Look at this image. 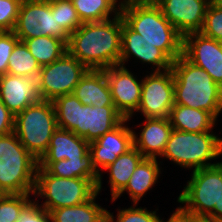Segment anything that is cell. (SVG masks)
I'll return each mask as SVG.
<instances>
[{
	"label": "cell",
	"instance_id": "cell-14",
	"mask_svg": "<svg viewBox=\"0 0 222 222\" xmlns=\"http://www.w3.org/2000/svg\"><path fill=\"white\" fill-rule=\"evenodd\" d=\"M182 55L204 69L222 88V42L193 32L183 36Z\"/></svg>",
	"mask_w": 222,
	"mask_h": 222
},
{
	"label": "cell",
	"instance_id": "cell-16",
	"mask_svg": "<svg viewBox=\"0 0 222 222\" xmlns=\"http://www.w3.org/2000/svg\"><path fill=\"white\" fill-rule=\"evenodd\" d=\"M211 0H163L158 4L165 18L182 35L200 32Z\"/></svg>",
	"mask_w": 222,
	"mask_h": 222
},
{
	"label": "cell",
	"instance_id": "cell-33",
	"mask_svg": "<svg viewBox=\"0 0 222 222\" xmlns=\"http://www.w3.org/2000/svg\"><path fill=\"white\" fill-rule=\"evenodd\" d=\"M200 33L222 42V9L209 4Z\"/></svg>",
	"mask_w": 222,
	"mask_h": 222
},
{
	"label": "cell",
	"instance_id": "cell-39",
	"mask_svg": "<svg viewBox=\"0 0 222 222\" xmlns=\"http://www.w3.org/2000/svg\"><path fill=\"white\" fill-rule=\"evenodd\" d=\"M166 222H188V218H183L175 211Z\"/></svg>",
	"mask_w": 222,
	"mask_h": 222
},
{
	"label": "cell",
	"instance_id": "cell-23",
	"mask_svg": "<svg viewBox=\"0 0 222 222\" xmlns=\"http://www.w3.org/2000/svg\"><path fill=\"white\" fill-rule=\"evenodd\" d=\"M157 159L144 158L136 167L131 175L125 189L112 202L119 198L125 191L129 193L134 204H138L144 194L152 189L154 184L158 182L161 173Z\"/></svg>",
	"mask_w": 222,
	"mask_h": 222
},
{
	"label": "cell",
	"instance_id": "cell-34",
	"mask_svg": "<svg viewBox=\"0 0 222 222\" xmlns=\"http://www.w3.org/2000/svg\"><path fill=\"white\" fill-rule=\"evenodd\" d=\"M22 0H0V31H13Z\"/></svg>",
	"mask_w": 222,
	"mask_h": 222
},
{
	"label": "cell",
	"instance_id": "cell-12",
	"mask_svg": "<svg viewBox=\"0 0 222 222\" xmlns=\"http://www.w3.org/2000/svg\"><path fill=\"white\" fill-rule=\"evenodd\" d=\"M174 104L172 69L154 71L142 79L141 101L136 112L145 118H168Z\"/></svg>",
	"mask_w": 222,
	"mask_h": 222
},
{
	"label": "cell",
	"instance_id": "cell-41",
	"mask_svg": "<svg viewBox=\"0 0 222 222\" xmlns=\"http://www.w3.org/2000/svg\"><path fill=\"white\" fill-rule=\"evenodd\" d=\"M115 2L117 3L118 0H115ZM140 2V0H121V2H119V6L122 7L123 5L129 4V3H137Z\"/></svg>",
	"mask_w": 222,
	"mask_h": 222
},
{
	"label": "cell",
	"instance_id": "cell-11",
	"mask_svg": "<svg viewBox=\"0 0 222 222\" xmlns=\"http://www.w3.org/2000/svg\"><path fill=\"white\" fill-rule=\"evenodd\" d=\"M88 70L68 52L53 63L42 66L38 76L41 100L53 101L58 96L73 93Z\"/></svg>",
	"mask_w": 222,
	"mask_h": 222
},
{
	"label": "cell",
	"instance_id": "cell-26",
	"mask_svg": "<svg viewBox=\"0 0 222 222\" xmlns=\"http://www.w3.org/2000/svg\"><path fill=\"white\" fill-rule=\"evenodd\" d=\"M97 195L85 203L51 210L52 222H102L108 210L95 203Z\"/></svg>",
	"mask_w": 222,
	"mask_h": 222
},
{
	"label": "cell",
	"instance_id": "cell-25",
	"mask_svg": "<svg viewBox=\"0 0 222 222\" xmlns=\"http://www.w3.org/2000/svg\"><path fill=\"white\" fill-rule=\"evenodd\" d=\"M144 159L142 153L135 147L108 165L104 170L109 171V183L111 186V196L114 200L127 186L131 175L138 164Z\"/></svg>",
	"mask_w": 222,
	"mask_h": 222
},
{
	"label": "cell",
	"instance_id": "cell-24",
	"mask_svg": "<svg viewBox=\"0 0 222 222\" xmlns=\"http://www.w3.org/2000/svg\"><path fill=\"white\" fill-rule=\"evenodd\" d=\"M37 168L45 169L55 177L93 179L96 183L100 174L96 171L92 156L88 153L83 159H63L56 162H38Z\"/></svg>",
	"mask_w": 222,
	"mask_h": 222
},
{
	"label": "cell",
	"instance_id": "cell-10",
	"mask_svg": "<svg viewBox=\"0 0 222 222\" xmlns=\"http://www.w3.org/2000/svg\"><path fill=\"white\" fill-rule=\"evenodd\" d=\"M13 32L20 41L41 36L69 40L57 24L56 0H22Z\"/></svg>",
	"mask_w": 222,
	"mask_h": 222
},
{
	"label": "cell",
	"instance_id": "cell-38",
	"mask_svg": "<svg viewBox=\"0 0 222 222\" xmlns=\"http://www.w3.org/2000/svg\"><path fill=\"white\" fill-rule=\"evenodd\" d=\"M207 222H222V195L218 205H215L213 211L204 219Z\"/></svg>",
	"mask_w": 222,
	"mask_h": 222
},
{
	"label": "cell",
	"instance_id": "cell-44",
	"mask_svg": "<svg viewBox=\"0 0 222 222\" xmlns=\"http://www.w3.org/2000/svg\"><path fill=\"white\" fill-rule=\"evenodd\" d=\"M102 222H109L108 218L106 217Z\"/></svg>",
	"mask_w": 222,
	"mask_h": 222
},
{
	"label": "cell",
	"instance_id": "cell-42",
	"mask_svg": "<svg viewBox=\"0 0 222 222\" xmlns=\"http://www.w3.org/2000/svg\"><path fill=\"white\" fill-rule=\"evenodd\" d=\"M211 3L216 7L222 9V0H211Z\"/></svg>",
	"mask_w": 222,
	"mask_h": 222
},
{
	"label": "cell",
	"instance_id": "cell-22",
	"mask_svg": "<svg viewBox=\"0 0 222 222\" xmlns=\"http://www.w3.org/2000/svg\"><path fill=\"white\" fill-rule=\"evenodd\" d=\"M173 129L184 132L212 131L216 119L207 111L174 104L168 117Z\"/></svg>",
	"mask_w": 222,
	"mask_h": 222
},
{
	"label": "cell",
	"instance_id": "cell-37",
	"mask_svg": "<svg viewBox=\"0 0 222 222\" xmlns=\"http://www.w3.org/2000/svg\"><path fill=\"white\" fill-rule=\"evenodd\" d=\"M15 115L0 100V136L14 132Z\"/></svg>",
	"mask_w": 222,
	"mask_h": 222
},
{
	"label": "cell",
	"instance_id": "cell-13",
	"mask_svg": "<svg viewBox=\"0 0 222 222\" xmlns=\"http://www.w3.org/2000/svg\"><path fill=\"white\" fill-rule=\"evenodd\" d=\"M130 121L124 119L113 130L105 133L96 141L90 142L89 153L92 156L93 165L100 174V178L96 184V191L99 194L102 188L101 169H105L113 163L118 156L125 154L134 147L133 130L125 123ZM101 167V169H100Z\"/></svg>",
	"mask_w": 222,
	"mask_h": 222
},
{
	"label": "cell",
	"instance_id": "cell-28",
	"mask_svg": "<svg viewBox=\"0 0 222 222\" xmlns=\"http://www.w3.org/2000/svg\"><path fill=\"white\" fill-rule=\"evenodd\" d=\"M82 23L110 19L120 14V6L114 0H71Z\"/></svg>",
	"mask_w": 222,
	"mask_h": 222
},
{
	"label": "cell",
	"instance_id": "cell-6",
	"mask_svg": "<svg viewBox=\"0 0 222 222\" xmlns=\"http://www.w3.org/2000/svg\"><path fill=\"white\" fill-rule=\"evenodd\" d=\"M220 155L222 138L214 135L212 131L194 133L173 129L161 157L180 167L197 170L218 164L219 162L208 161L217 159Z\"/></svg>",
	"mask_w": 222,
	"mask_h": 222
},
{
	"label": "cell",
	"instance_id": "cell-27",
	"mask_svg": "<svg viewBox=\"0 0 222 222\" xmlns=\"http://www.w3.org/2000/svg\"><path fill=\"white\" fill-rule=\"evenodd\" d=\"M22 41L41 67L53 63L67 52V43L58 37L41 36Z\"/></svg>",
	"mask_w": 222,
	"mask_h": 222
},
{
	"label": "cell",
	"instance_id": "cell-21",
	"mask_svg": "<svg viewBox=\"0 0 222 222\" xmlns=\"http://www.w3.org/2000/svg\"><path fill=\"white\" fill-rule=\"evenodd\" d=\"M73 94L83 105L114 106L104 70L89 69L74 88Z\"/></svg>",
	"mask_w": 222,
	"mask_h": 222
},
{
	"label": "cell",
	"instance_id": "cell-9",
	"mask_svg": "<svg viewBox=\"0 0 222 222\" xmlns=\"http://www.w3.org/2000/svg\"><path fill=\"white\" fill-rule=\"evenodd\" d=\"M96 184L93 179L55 177L37 168L33 195L45 197L41 206L50 212L87 202L97 193Z\"/></svg>",
	"mask_w": 222,
	"mask_h": 222
},
{
	"label": "cell",
	"instance_id": "cell-15",
	"mask_svg": "<svg viewBox=\"0 0 222 222\" xmlns=\"http://www.w3.org/2000/svg\"><path fill=\"white\" fill-rule=\"evenodd\" d=\"M103 70L116 110L130 120L141 101L142 80L138 81L126 66L116 65Z\"/></svg>",
	"mask_w": 222,
	"mask_h": 222
},
{
	"label": "cell",
	"instance_id": "cell-2",
	"mask_svg": "<svg viewBox=\"0 0 222 222\" xmlns=\"http://www.w3.org/2000/svg\"><path fill=\"white\" fill-rule=\"evenodd\" d=\"M52 102L58 127L74 132L89 143L113 130L125 119L115 106L83 105L73 93L58 96Z\"/></svg>",
	"mask_w": 222,
	"mask_h": 222
},
{
	"label": "cell",
	"instance_id": "cell-5",
	"mask_svg": "<svg viewBox=\"0 0 222 222\" xmlns=\"http://www.w3.org/2000/svg\"><path fill=\"white\" fill-rule=\"evenodd\" d=\"M38 160L12 132L0 136V192L33 194Z\"/></svg>",
	"mask_w": 222,
	"mask_h": 222
},
{
	"label": "cell",
	"instance_id": "cell-20",
	"mask_svg": "<svg viewBox=\"0 0 222 222\" xmlns=\"http://www.w3.org/2000/svg\"><path fill=\"white\" fill-rule=\"evenodd\" d=\"M89 144L74 132L58 127L50 139L47 152L38 162L83 159L89 153Z\"/></svg>",
	"mask_w": 222,
	"mask_h": 222
},
{
	"label": "cell",
	"instance_id": "cell-3",
	"mask_svg": "<svg viewBox=\"0 0 222 222\" xmlns=\"http://www.w3.org/2000/svg\"><path fill=\"white\" fill-rule=\"evenodd\" d=\"M171 69L175 104L207 111L217 120L222 112V88L183 55L172 62Z\"/></svg>",
	"mask_w": 222,
	"mask_h": 222
},
{
	"label": "cell",
	"instance_id": "cell-31",
	"mask_svg": "<svg viewBox=\"0 0 222 222\" xmlns=\"http://www.w3.org/2000/svg\"><path fill=\"white\" fill-rule=\"evenodd\" d=\"M56 19L69 36L83 24L71 0H56Z\"/></svg>",
	"mask_w": 222,
	"mask_h": 222
},
{
	"label": "cell",
	"instance_id": "cell-8",
	"mask_svg": "<svg viewBox=\"0 0 222 222\" xmlns=\"http://www.w3.org/2000/svg\"><path fill=\"white\" fill-rule=\"evenodd\" d=\"M57 128L52 101L40 100L15 115L14 133L38 161L47 152L50 139Z\"/></svg>",
	"mask_w": 222,
	"mask_h": 222
},
{
	"label": "cell",
	"instance_id": "cell-7",
	"mask_svg": "<svg viewBox=\"0 0 222 222\" xmlns=\"http://www.w3.org/2000/svg\"><path fill=\"white\" fill-rule=\"evenodd\" d=\"M177 202L185 204L176 209L183 218L204 220L218 205L222 195V162L193 170Z\"/></svg>",
	"mask_w": 222,
	"mask_h": 222
},
{
	"label": "cell",
	"instance_id": "cell-40",
	"mask_svg": "<svg viewBox=\"0 0 222 222\" xmlns=\"http://www.w3.org/2000/svg\"><path fill=\"white\" fill-rule=\"evenodd\" d=\"M163 0H140L139 3L145 4V5H158Z\"/></svg>",
	"mask_w": 222,
	"mask_h": 222
},
{
	"label": "cell",
	"instance_id": "cell-18",
	"mask_svg": "<svg viewBox=\"0 0 222 222\" xmlns=\"http://www.w3.org/2000/svg\"><path fill=\"white\" fill-rule=\"evenodd\" d=\"M132 56L142 63L152 64V71H165L171 69L172 61L154 44L143 39V37L133 31L123 20L121 55L119 65L124 66Z\"/></svg>",
	"mask_w": 222,
	"mask_h": 222
},
{
	"label": "cell",
	"instance_id": "cell-36",
	"mask_svg": "<svg viewBox=\"0 0 222 222\" xmlns=\"http://www.w3.org/2000/svg\"><path fill=\"white\" fill-rule=\"evenodd\" d=\"M16 222H52V217L49 211L38 204V200H31L22 209Z\"/></svg>",
	"mask_w": 222,
	"mask_h": 222
},
{
	"label": "cell",
	"instance_id": "cell-1",
	"mask_svg": "<svg viewBox=\"0 0 222 222\" xmlns=\"http://www.w3.org/2000/svg\"><path fill=\"white\" fill-rule=\"evenodd\" d=\"M111 19L83 23L69 36L67 52L88 69L119 65L123 18L118 14Z\"/></svg>",
	"mask_w": 222,
	"mask_h": 222
},
{
	"label": "cell",
	"instance_id": "cell-32",
	"mask_svg": "<svg viewBox=\"0 0 222 222\" xmlns=\"http://www.w3.org/2000/svg\"><path fill=\"white\" fill-rule=\"evenodd\" d=\"M135 206V207H134ZM137 204H133L127 209H118L117 220L115 222H163L156 211H148L147 208H137ZM113 213L107 211V218L109 222H114Z\"/></svg>",
	"mask_w": 222,
	"mask_h": 222
},
{
	"label": "cell",
	"instance_id": "cell-43",
	"mask_svg": "<svg viewBox=\"0 0 222 222\" xmlns=\"http://www.w3.org/2000/svg\"><path fill=\"white\" fill-rule=\"evenodd\" d=\"M188 222H207V221H204V220H193V219H189L188 218Z\"/></svg>",
	"mask_w": 222,
	"mask_h": 222
},
{
	"label": "cell",
	"instance_id": "cell-17",
	"mask_svg": "<svg viewBox=\"0 0 222 222\" xmlns=\"http://www.w3.org/2000/svg\"><path fill=\"white\" fill-rule=\"evenodd\" d=\"M0 100L12 114L17 115L41 100L38 78L12 74L0 76Z\"/></svg>",
	"mask_w": 222,
	"mask_h": 222
},
{
	"label": "cell",
	"instance_id": "cell-29",
	"mask_svg": "<svg viewBox=\"0 0 222 222\" xmlns=\"http://www.w3.org/2000/svg\"><path fill=\"white\" fill-rule=\"evenodd\" d=\"M41 66L23 41H19L9 57L7 74L38 78Z\"/></svg>",
	"mask_w": 222,
	"mask_h": 222
},
{
	"label": "cell",
	"instance_id": "cell-30",
	"mask_svg": "<svg viewBox=\"0 0 222 222\" xmlns=\"http://www.w3.org/2000/svg\"><path fill=\"white\" fill-rule=\"evenodd\" d=\"M31 194H2L0 196V222H16L22 209L31 201Z\"/></svg>",
	"mask_w": 222,
	"mask_h": 222
},
{
	"label": "cell",
	"instance_id": "cell-19",
	"mask_svg": "<svg viewBox=\"0 0 222 222\" xmlns=\"http://www.w3.org/2000/svg\"><path fill=\"white\" fill-rule=\"evenodd\" d=\"M172 130L168 118H146L139 137L133 132L134 147L144 158L157 159L162 156Z\"/></svg>",
	"mask_w": 222,
	"mask_h": 222
},
{
	"label": "cell",
	"instance_id": "cell-4",
	"mask_svg": "<svg viewBox=\"0 0 222 222\" xmlns=\"http://www.w3.org/2000/svg\"><path fill=\"white\" fill-rule=\"evenodd\" d=\"M120 14L133 31L154 44L172 62L182 55L183 36L165 18L158 5L129 3L120 7Z\"/></svg>",
	"mask_w": 222,
	"mask_h": 222
},
{
	"label": "cell",
	"instance_id": "cell-35",
	"mask_svg": "<svg viewBox=\"0 0 222 222\" xmlns=\"http://www.w3.org/2000/svg\"><path fill=\"white\" fill-rule=\"evenodd\" d=\"M19 41L13 31L0 32V76L7 74L9 57Z\"/></svg>",
	"mask_w": 222,
	"mask_h": 222
}]
</instances>
